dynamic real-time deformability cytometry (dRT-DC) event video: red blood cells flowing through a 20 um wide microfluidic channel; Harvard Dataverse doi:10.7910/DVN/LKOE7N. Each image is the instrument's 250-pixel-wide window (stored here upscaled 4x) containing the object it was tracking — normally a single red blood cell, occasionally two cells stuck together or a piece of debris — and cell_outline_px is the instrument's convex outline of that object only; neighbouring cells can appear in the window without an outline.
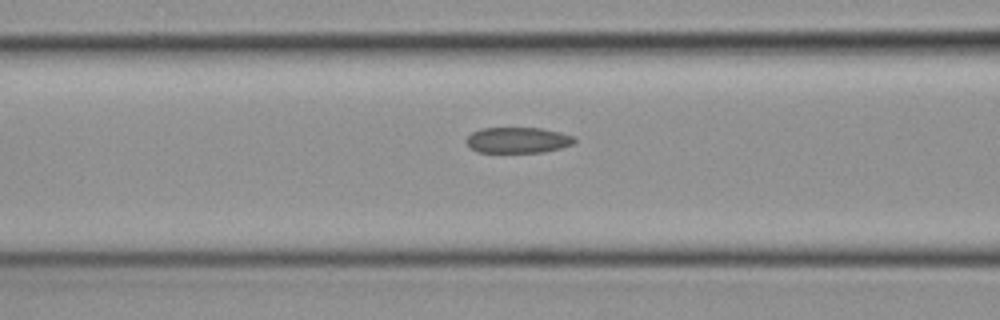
{"species": "common noctule bat (a hibernating species)", "species_latin": "Nyctalus noctula", "temperature_condition": "cold", "stored_images_in_passage": 17, "camera_frame_rate_fps": 3000, "um_per_image_px": 0.085, "animal": {"sex": "female", "body_mass_g": 19.3, "forearm_length_mm": 54.1}, "frame": {"image": 1, "passage_image": 15, "time_ms": 4.667, "image_size_px": [1000, 320], "cell_outline_px": [[576, 140], [572, 144], [560, 148], [544, 152], [476, 152], [468, 144], [468, 136], [472, 132], [480, 128], [540, 128], [560, 132], [572, 136]], "centroid_in_image_um": [44.02, 11.91], "position_along_channel_um": 122.6, "area_um2": 16.07}}